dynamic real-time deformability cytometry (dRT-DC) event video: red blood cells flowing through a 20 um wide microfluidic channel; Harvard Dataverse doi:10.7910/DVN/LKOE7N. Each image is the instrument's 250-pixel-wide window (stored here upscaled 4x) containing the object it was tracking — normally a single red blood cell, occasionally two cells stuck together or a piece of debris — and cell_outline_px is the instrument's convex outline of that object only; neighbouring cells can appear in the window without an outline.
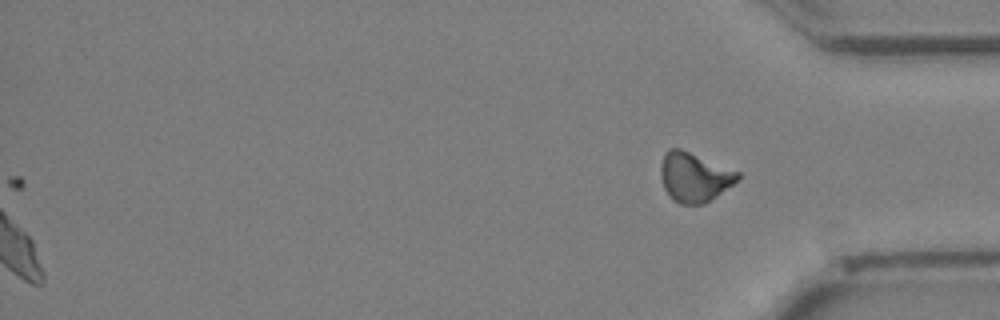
{"species": "Egyptian fruit bat (a non-hibernating species)", "species_latin": "Rousettus aegyptiacus", "temperature_condition": "cold", "stored_images_in_passage": 36, "segment_of_instrument_passage": [2, 2], "camera_frame_rate_fps": 3000, "um_per_image_px": 0.085, "animal": {"sex": "female"}, "frame": {"image": 1, "passage_image": 36, "time_ms": 11.667, "image_size_px": [1000, 320], "cell_outline_px": [[740, 176], [732, 184], [716, 196], [704, 204], [680, 204], [672, 200], [664, 188], [660, 176], [660, 164], [664, 152], [668, 148], [680, 148], [740, 172]], "centroid_in_image_um": [58.96, 15.04], "position_along_channel_um": 376.2, "area_um2": 22.14}}